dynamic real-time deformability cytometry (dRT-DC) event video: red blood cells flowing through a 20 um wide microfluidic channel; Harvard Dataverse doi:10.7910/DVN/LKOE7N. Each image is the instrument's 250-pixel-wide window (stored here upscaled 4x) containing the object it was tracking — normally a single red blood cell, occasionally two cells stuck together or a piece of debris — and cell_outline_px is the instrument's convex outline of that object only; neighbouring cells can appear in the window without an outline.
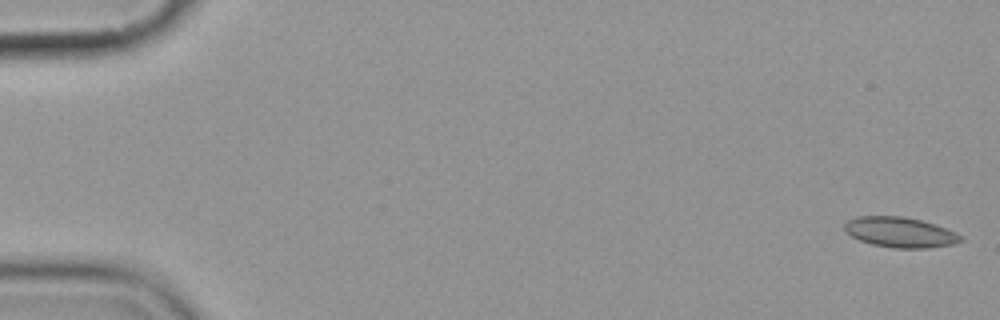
{"species": "common noctule bat (a hibernating species)", "species_latin": "Nyctalus noctula", "temperature_condition": "cold", "stored_images_in_passage": 7, "segment_of_instrument_passage": [1, 2], "camera_frame_rate_fps": 3000, "um_per_image_px": 0.085, "animal": {"sex": "female", "body_mass_g": 19.9}, "frame": {"image": 1, "passage_image": 1, "time_ms": 0.0, "image_size_px": [1000, 320], "cell_outline_px": [[964, 240], [952, 244], [928, 248], [892, 248], [872, 244], [860, 240], [844, 232], [844, 224], [848, 220], [860, 216], [904, 216], [936, 224], [956, 232]], "centroid_in_image_um": [76.5, 19.74], "position_along_channel_um": 8.5, "area_um2": 20.52}}
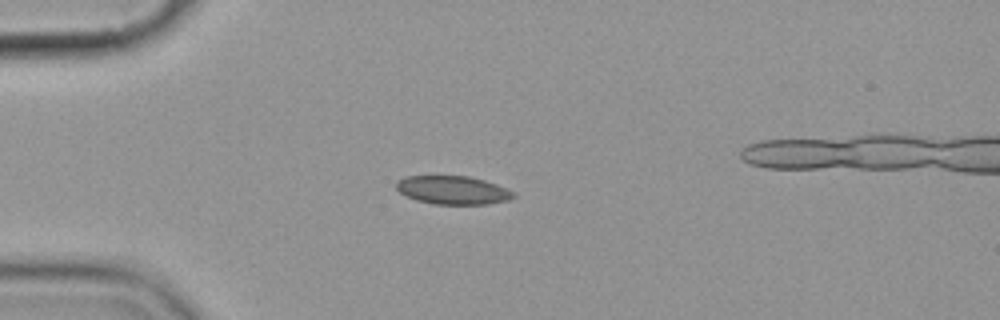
{"frame": {"image": 2, "passage_image": 5, "time_ms": 4.667, "image_size_px": [1000, 320], "cell_outline_px": [[516, 196], [508, 200], [488, 204], [432, 204], [416, 200], [400, 192], [396, 188], [396, 180], [404, 176], [468, 176], [484, 180], [496, 184], [512, 192]], "centroid_in_image_um": [38.45, 16.16], "position_along_channel_um": 46.5, "area_um2": 19.31}}